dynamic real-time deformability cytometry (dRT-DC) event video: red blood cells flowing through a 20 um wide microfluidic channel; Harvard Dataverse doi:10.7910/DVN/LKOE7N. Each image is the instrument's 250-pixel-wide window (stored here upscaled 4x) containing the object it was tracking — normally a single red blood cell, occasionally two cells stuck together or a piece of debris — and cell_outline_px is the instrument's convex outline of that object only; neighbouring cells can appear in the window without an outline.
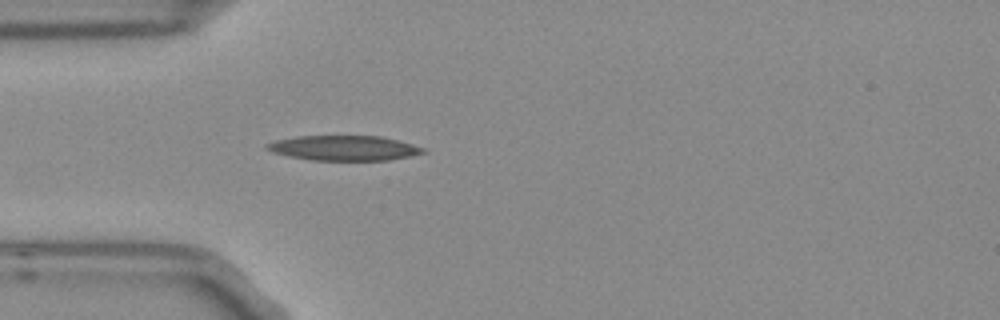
{"species": "Egyptian fruit bat (a non-hibernating species)", "species_latin": "Rousettus aegyptiacus", "temperature_condition": "room temperature", "stored_images_in_passage": 3, "camera_frame_rate_fps": 3000, "um_per_image_px": 0.085, "frame": {"image": 1, "passage_image": 3, "time_ms": 0.667, "image_size_px": [1000, 320], "cell_outline_px": [[428, 152], [388, 160], [312, 160], [272, 152], [264, 148], [264, 144], [272, 140], [296, 136], [380, 136], [412, 144], [424, 148]], "centroid_in_image_um": [29.18, 12.57], "position_along_channel_um": 55.8, "area_um2": 22.66}}